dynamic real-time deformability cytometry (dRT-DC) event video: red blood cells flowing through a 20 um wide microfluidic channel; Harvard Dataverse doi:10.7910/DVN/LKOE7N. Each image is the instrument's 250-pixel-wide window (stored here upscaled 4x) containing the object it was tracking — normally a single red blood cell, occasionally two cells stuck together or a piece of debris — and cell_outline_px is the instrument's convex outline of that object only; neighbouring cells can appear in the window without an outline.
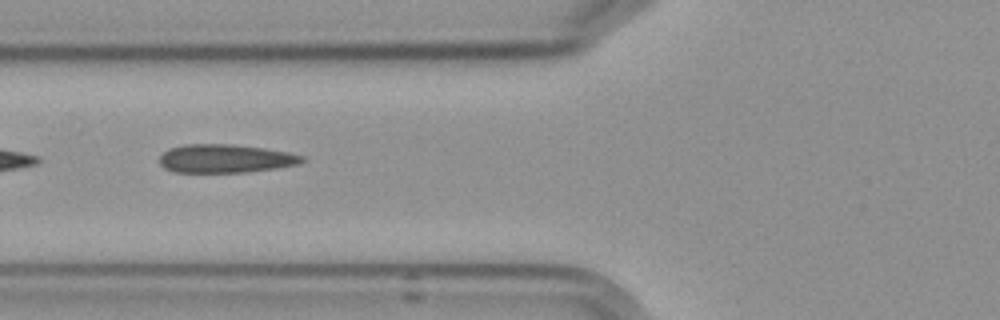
{"species": "Egyptian fruit bat (a non-hibernating species)", "species_latin": "Rousettus aegyptiacus", "temperature_condition": "cold", "stored_images_in_passage": 14, "camera_frame_rate_fps": 3000, "um_per_image_px": 0.085, "frame": {"image": 1, "passage_image": 5, "time_ms": 5.667, "image_size_px": [1000, 320], "cell_outline_px": [[304, 160], [300, 164], [276, 168], [244, 172], [176, 172], [164, 168], [160, 164], [160, 156], [168, 148], [184, 144], [232, 144], [264, 148], [288, 152], [304, 156]], "centroid_in_image_um": [19.15, 13.47], "position_along_channel_um": 106.6, "area_um2": 23.64}, "authors_computed_cell_mechanics": {"area_um2": 23.4957, "velocity_mm_per_s": 3.6102, "shape_relaxation_time_tau1_ms": 1.6229, "shape_relaxation_time_tau2_ms": 5.4281, "deformation_change_tau1": 0.1787, "deformation_change_tau2": 0.1336}}